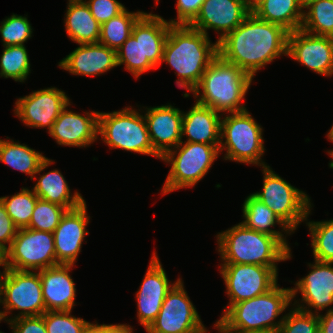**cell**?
Masks as SVG:
<instances>
[{"label":"cell","instance_id":"obj_23","mask_svg":"<svg viewBox=\"0 0 333 333\" xmlns=\"http://www.w3.org/2000/svg\"><path fill=\"white\" fill-rule=\"evenodd\" d=\"M58 66L72 75L99 76L118 66L116 50L99 42L79 44Z\"/></svg>","mask_w":333,"mask_h":333},{"label":"cell","instance_id":"obj_40","mask_svg":"<svg viewBox=\"0 0 333 333\" xmlns=\"http://www.w3.org/2000/svg\"><path fill=\"white\" fill-rule=\"evenodd\" d=\"M89 7L92 16L102 25L122 13L126 7L117 0H83Z\"/></svg>","mask_w":333,"mask_h":333},{"label":"cell","instance_id":"obj_36","mask_svg":"<svg viewBox=\"0 0 333 333\" xmlns=\"http://www.w3.org/2000/svg\"><path fill=\"white\" fill-rule=\"evenodd\" d=\"M67 209L59 204L38 199L26 228L53 233Z\"/></svg>","mask_w":333,"mask_h":333},{"label":"cell","instance_id":"obj_27","mask_svg":"<svg viewBox=\"0 0 333 333\" xmlns=\"http://www.w3.org/2000/svg\"><path fill=\"white\" fill-rule=\"evenodd\" d=\"M65 31L74 43H98L101 25L92 16L83 0H68L64 17Z\"/></svg>","mask_w":333,"mask_h":333},{"label":"cell","instance_id":"obj_34","mask_svg":"<svg viewBox=\"0 0 333 333\" xmlns=\"http://www.w3.org/2000/svg\"><path fill=\"white\" fill-rule=\"evenodd\" d=\"M38 199L32 189L24 187L15 195L0 197L7 214L18 229L26 228L29 225Z\"/></svg>","mask_w":333,"mask_h":333},{"label":"cell","instance_id":"obj_7","mask_svg":"<svg viewBox=\"0 0 333 333\" xmlns=\"http://www.w3.org/2000/svg\"><path fill=\"white\" fill-rule=\"evenodd\" d=\"M222 116L219 151L226 150L224 159L261 168L269 166L262 159L265 153L263 127L248 109Z\"/></svg>","mask_w":333,"mask_h":333},{"label":"cell","instance_id":"obj_28","mask_svg":"<svg viewBox=\"0 0 333 333\" xmlns=\"http://www.w3.org/2000/svg\"><path fill=\"white\" fill-rule=\"evenodd\" d=\"M34 179L38 180L32 190L41 200L59 204L67 210L78 208L85 202L78 191L71 193L65 177L57 169L44 173L39 178L35 175Z\"/></svg>","mask_w":333,"mask_h":333},{"label":"cell","instance_id":"obj_13","mask_svg":"<svg viewBox=\"0 0 333 333\" xmlns=\"http://www.w3.org/2000/svg\"><path fill=\"white\" fill-rule=\"evenodd\" d=\"M219 267L229 298L223 314L233 304L263 295L278 284V267L255 264H220Z\"/></svg>","mask_w":333,"mask_h":333},{"label":"cell","instance_id":"obj_47","mask_svg":"<svg viewBox=\"0 0 333 333\" xmlns=\"http://www.w3.org/2000/svg\"><path fill=\"white\" fill-rule=\"evenodd\" d=\"M214 327L217 329L219 333H235L232 331H229L220 321H216L214 324Z\"/></svg>","mask_w":333,"mask_h":333},{"label":"cell","instance_id":"obj_41","mask_svg":"<svg viewBox=\"0 0 333 333\" xmlns=\"http://www.w3.org/2000/svg\"><path fill=\"white\" fill-rule=\"evenodd\" d=\"M205 0H177L176 19H170L171 25H189L198 15Z\"/></svg>","mask_w":333,"mask_h":333},{"label":"cell","instance_id":"obj_14","mask_svg":"<svg viewBox=\"0 0 333 333\" xmlns=\"http://www.w3.org/2000/svg\"><path fill=\"white\" fill-rule=\"evenodd\" d=\"M183 283L180 279L168 292L147 333H207Z\"/></svg>","mask_w":333,"mask_h":333},{"label":"cell","instance_id":"obj_15","mask_svg":"<svg viewBox=\"0 0 333 333\" xmlns=\"http://www.w3.org/2000/svg\"><path fill=\"white\" fill-rule=\"evenodd\" d=\"M308 266L311 268L310 272L296 281L295 287L291 288L292 302L294 300L292 306L318 315L320 311L332 309L333 263L314 260V263H308ZM298 293L302 296L301 301L295 300Z\"/></svg>","mask_w":333,"mask_h":333},{"label":"cell","instance_id":"obj_5","mask_svg":"<svg viewBox=\"0 0 333 333\" xmlns=\"http://www.w3.org/2000/svg\"><path fill=\"white\" fill-rule=\"evenodd\" d=\"M171 24L162 16L144 13L134 24L131 36L116 50L117 65L134 78L160 66Z\"/></svg>","mask_w":333,"mask_h":333},{"label":"cell","instance_id":"obj_39","mask_svg":"<svg viewBox=\"0 0 333 333\" xmlns=\"http://www.w3.org/2000/svg\"><path fill=\"white\" fill-rule=\"evenodd\" d=\"M284 315L279 333H318L319 320L318 315L305 312L296 307Z\"/></svg>","mask_w":333,"mask_h":333},{"label":"cell","instance_id":"obj_4","mask_svg":"<svg viewBox=\"0 0 333 333\" xmlns=\"http://www.w3.org/2000/svg\"><path fill=\"white\" fill-rule=\"evenodd\" d=\"M252 81L249 74L218 54L191 93L196 103L210 107L221 115L223 112L236 113L247 110L241 101H245Z\"/></svg>","mask_w":333,"mask_h":333},{"label":"cell","instance_id":"obj_48","mask_svg":"<svg viewBox=\"0 0 333 333\" xmlns=\"http://www.w3.org/2000/svg\"><path fill=\"white\" fill-rule=\"evenodd\" d=\"M263 0H245L247 8L252 11L257 5H259Z\"/></svg>","mask_w":333,"mask_h":333},{"label":"cell","instance_id":"obj_35","mask_svg":"<svg viewBox=\"0 0 333 333\" xmlns=\"http://www.w3.org/2000/svg\"><path fill=\"white\" fill-rule=\"evenodd\" d=\"M309 209L306 226L311 236V246L314 260L333 263V219L325 221H308L311 214Z\"/></svg>","mask_w":333,"mask_h":333},{"label":"cell","instance_id":"obj_33","mask_svg":"<svg viewBox=\"0 0 333 333\" xmlns=\"http://www.w3.org/2000/svg\"><path fill=\"white\" fill-rule=\"evenodd\" d=\"M30 67L25 45L4 46L0 59V77L23 83L31 73Z\"/></svg>","mask_w":333,"mask_h":333},{"label":"cell","instance_id":"obj_22","mask_svg":"<svg viewBox=\"0 0 333 333\" xmlns=\"http://www.w3.org/2000/svg\"><path fill=\"white\" fill-rule=\"evenodd\" d=\"M144 108L151 144L153 149L163 157L183 140V111L170 104Z\"/></svg>","mask_w":333,"mask_h":333},{"label":"cell","instance_id":"obj_6","mask_svg":"<svg viewBox=\"0 0 333 333\" xmlns=\"http://www.w3.org/2000/svg\"><path fill=\"white\" fill-rule=\"evenodd\" d=\"M292 306L291 288L277 284L267 293L233 304L218 319L229 331L235 333H269L279 330L284 315Z\"/></svg>","mask_w":333,"mask_h":333},{"label":"cell","instance_id":"obj_8","mask_svg":"<svg viewBox=\"0 0 333 333\" xmlns=\"http://www.w3.org/2000/svg\"><path fill=\"white\" fill-rule=\"evenodd\" d=\"M128 106L113 112H99L98 135L110 149L151 155L161 160L153 149L144 115Z\"/></svg>","mask_w":333,"mask_h":333},{"label":"cell","instance_id":"obj_43","mask_svg":"<svg viewBox=\"0 0 333 333\" xmlns=\"http://www.w3.org/2000/svg\"><path fill=\"white\" fill-rule=\"evenodd\" d=\"M18 228L7 214L5 206L0 201V251L5 253L11 246Z\"/></svg>","mask_w":333,"mask_h":333},{"label":"cell","instance_id":"obj_11","mask_svg":"<svg viewBox=\"0 0 333 333\" xmlns=\"http://www.w3.org/2000/svg\"><path fill=\"white\" fill-rule=\"evenodd\" d=\"M0 304L3 305V311L0 310V314L4 322L19 317L43 315L46 308L39 271L5 268L1 284ZM13 310H18L19 313L10 316V318L8 314Z\"/></svg>","mask_w":333,"mask_h":333},{"label":"cell","instance_id":"obj_19","mask_svg":"<svg viewBox=\"0 0 333 333\" xmlns=\"http://www.w3.org/2000/svg\"><path fill=\"white\" fill-rule=\"evenodd\" d=\"M251 13L243 0H205L190 27L208 35L213 29L219 34L217 43L238 27Z\"/></svg>","mask_w":333,"mask_h":333},{"label":"cell","instance_id":"obj_26","mask_svg":"<svg viewBox=\"0 0 333 333\" xmlns=\"http://www.w3.org/2000/svg\"><path fill=\"white\" fill-rule=\"evenodd\" d=\"M0 161L30 176L31 181L55 161L47 158L41 152L20 144L13 139L0 138Z\"/></svg>","mask_w":333,"mask_h":333},{"label":"cell","instance_id":"obj_51","mask_svg":"<svg viewBox=\"0 0 333 333\" xmlns=\"http://www.w3.org/2000/svg\"><path fill=\"white\" fill-rule=\"evenodd\" d=\"M0 266H4V253L0 251Z\"/></svg>","mask_w":333,"mask_h":333},{"label":"cell","instance_id":"obj_52","mask_svg":"<svg viewBox=\"0 0 333 333\" xmlns=\"http://www.w3.org/2000/svg\"><path fill=\"white\" fill-rule=\"evenodd\" d=\"M331 159H333V156H332ZM329 167H330L331 169H333V160L330 161V163H329Z\"/></svg>","mask_w":333,"mask_h":333},{"label":"cell","instance_id":"obj_24","mask_svg":"<svg viewBox=\"0 0 333 333\" xmlns=\"http://www.w3.org/2000/svg\"><path fill=\"white\" fill-rule=\"evenodd\" d=\"M73 264H58L39 271L46 311H72L76 285L69 272Z\"/></svg>","mask_w":333,"mask_h":333},{"label":"cell","instance_id":"obj_46","mask_svg":"<svg viewBox=\"0 0 333 333\" xmlns=\"http://www.w3.org/2000/svg\"><path fill=\"white\" fill-rule=\"evenodd\" d=\"M95 323H89L82 333H101V324H98L96 321Z\"/></svg>","mask_w":333,"mask_h":333},{"label":"cell","instance_id":"obj_44","mask_svg":"<svg viewBox=\"0 0 333 333\" xmlns=\"http://www.w3.org/2000/svg\"><path fill=\"white\" fill-rule=\"evenodd\" d=\"M318 320L320 333H333V307L326 311L324 315L319 313Z\"/></svg>","mask_w":333,"mask_h":333},{"label":"cell","instance_id":"obj_9","mask_svg":"<svg viewBox=\"0 0 333 333\" xmlns=\"http://www.w3.org/2000/svg\"><path fill=\"white\" fill-rule=\"evenodd\" d=\"M219 154V146L190 142H181L169 150L161 158L171 166L161 194L194 187L207 175Z\"/></svg>","mask_w":333,"mask_h":333},{"label":"cell","instance_id":"obj_3","mask_svg":"<svg viewBox=\"0 0 333 333\" xmlns=\"http://www.w3.org/2000/svg\"><path fill=\"white\" fill-rule=\"evenodd\" d=\"M286 237L251 230L240 222L216 235L221 264L277 267L278 262L292 258Z\"/></svg>","mask_w":333,"mask_h":333},{"label":"cell","instance_id":"obj_45","mask_svg":"<svg viewBox=\"0 0 333 333\" xmlns=\"http://www.w3.org/2000/svg\"><path fill=\"white\" fill-rule=\"evenodd\" d=\"M133 327L127 324H101V333H134Z\"/></svg>","mask_w":333,"mask_h":333},{"label":"cell","instance_id":"obj_42","mask_svg":"<svg viewBox=\"0 0 333 333\" xmlns=\"http://www.w3.org/2000/svg\"><path fill=\"white\" fill-rule=\"evenodd\" d=\"M12 333H47L43 315L19 317L7 322Z\"/></svg>","mask_w":333,"mask_h":333},{"label":"cell","instance_id":"obj_37","mask_svg":"<svg viewBox=\"0 0 333 333\" xmlns=\"http://www.w3.org/2000/svg\"><path fill=\"white\" fill-rule=\"evenodd\" d=\"M33 28L26 16L12 14L0 22L3 46L25 45L32 37Z\"/></svg>","mask_w":333,"mask_h":333},{"label":"cell","instance_id":"obj_16","mask_svg":"<svg viewBox=\"0 0 333 333\" xmlns=\"http://www.w3.org/2000/svg\"><path fill=\"white\" fill-rule=\"evenodd\" d=\"M70 98L56 87L35 90L15 102L14 114L28 127L47 128L49 132Z\"/></svg>","mask_w":333,"mask_h":333},{"label":"cell","instance_id":"obj_12","mask_svg":"<svg viewBox=\"0 0 333 333\" xmlns=\"http://www.w3.org/2000/svg\"><path fill=\"white\" fill-rule=\"evenodd\" d=\"M58 265L51 232L21 228L4 253V266L13 270L40 271Z\"/></svg>","mask_w":333,"mask_h":333},{"label":"cell","instance_id":"obj_21","mask_svg":"<svg viewBox=\"0 0 333 333\" xmlns=\"http://www.w3.org/2000/svg\"><path fill=\"white\" fill-rule=\"evenodd\" d=\"M90 216L86 201L78 208L67 210L53 232L56 261L58 264H73L78 260L86 235Z\"/></svg>","mask_w":333,"mask_h":333},{"label":"cell","instance_id":"obj_25","mask_svg":"<svg viewBox=\"0 0 333 333\" xmlns=\"http://www.w3.org/2000/svg\"><path fill=\"white\" fill-rule=\"evenodd\" d=\"M222 115L212 108L196 103L187 112H183L182 137L190 143H202L220 146Z\"/></svg>","mask_w":333,"mask_h":333},{"label":"cell","instance_id":"obj_38","mask_svg":"<svg viewBox=\"0 0 333 333\" xmlns=\"http://www.w3.org/2000/svg\"><path fill=\"white\" fill-rule=\"evenodd\" d=\"M72 311H46L43 314L47 333H82L90 323L73 316Z\"/></svg>","mask_w":333,"mask_h":333},{"label":"cell","instance_id":"obj_31","mask_svg":"<svg viewBox=\"0 0 333 333\" xmlns=\"http://www.w3.org/2000/svg\"><path fill=\"white\" fill-rule=\"evenodd\" d=\"M301 30L333 37V0H304Z\"/></svg>","mask_w":333,"mask_h":333},{"label":"cell","instance_id":"obj_49","mask_svg":"<svg viewBox=\"0 0 333 333\" xmlns=\"http://www.w3.org/2000/svg\"><path fill=\"white\" fill-rule=\"evenodd\" d=\"M326 136H327V139L333 143V125L329 129V131L326 134ZM327 152H328V154H329L330 157L333 156V149L332 150H328Z\"/></svg>","mask_w":333,"mask_h":333},{"label":"cell","instance_id":"obj_17","mask_svg":"<svg viewBox=\"0 0 333 333\" xmlns=\"http://www.w3.org/2000/svg\"><path fill=\"white\" fill-rule=\"evenodd\" d=\"M148 266L141 286L135 296V299H137L138 322L145 330L157 318L168 292L181 279L179 277L174 283L168 279L166 271L162 267V263L155 251Z\"/></svg>","mask_w":333,"mask_h":333},{"label":"cell","instance_id":"obj_30","mask_svg":"<svg viewBox=\"0 0 333 333\" xmlns=\"http://www.w3.org/2000/svg\"><path fill=\"white\" fill-rule=\"evenodd\" d=\"M243 218L241 222L251 230L266 233L271 236L291 235L293 232L269 209L264 203L257 199L253 194L245 198L242 206ZM279 225L280 230L272 229ZM284 232V234H283Z\"/></svg>","mask_w":333,"mask_h":333},{"label":"cell","instance_id":"obj_50","mask_svg":"<svg viewBox=\"0 0 333 333\" xmlns=\"http://www.w3.org/2000/svg\"><path fill=\"white\" fill-rule=\"evenodd\" d=\"M2 268H3V272L0 271V302H1V284H2L3 275L5 273V266H3Z\"/></svg>","mask_w":333,"mask_h":333},{"label":"cell","instance_id":"obj_2","mask_svg":"<svg viewBox=\"0 0 333 333\" xmlns=\"http://www.w3.org/2000/svg\"><path fill=\"white\" fill-rule=\"evenodd\" d=\"M218 55V43L189 25H171L166 38L162 62L167 63L179 77L175 83L186 89L185 98L200 82L207 67Z\"/></svg>","mask_w":333,"mask_h":333},{"label":"cell","instance_id":"obj_18","mask_svg":"<svg viewBox=\"0 0 333 333\" xmlns=\"http://www.w3.org/2000/svg\"><path fill=\"white\" fill-rule=\"evenodd\" d=\"M287 56L316 74L333 76V37L293 31L288 35Z\"/></svg>","mask_w":333,"mask_h":333},{"label":"cell","instance_id":"obj_1","mask_svg":"<svg viewBox=\"0 0 333 333\" xmlns=\"http://www.w3.org/2000/svg\"><path fill=\"white\" fill-rule=\"evenodd\" d=\"M289 32L252 12L218 42V54L252 78L274 59L287 56Z\"/></svg>","mask_w":333,"mask_h":333},{"label":"cell","instance_id":"obj_10","mask_svg":"<svg viewBox=\"0 0 333 333\" xmlns=\"http://www.w3.org/2000/svg\"><path fill=\"white\" fill-rule=\"evenodd\" d=\"M263 190L252 193L294 233L306 221L311 200L304 191L281 178L270 166L262 167Z\"/></svg>","mask_w":333,"mask_h":333},{"label":"cell","instance_id":"obj_32","mask_svg":"<svg viewBox=\"0 0 333 333\" xmlns=\"http://www.w3.org/2000/svg\"><path fill=\"white\" fill-rule=\"evenodd\" d=\"M144 11L129 12L125 9L100 27L99 43L117 50L131 36L134 24L144 14Z\"/></svg>","mask_w":333,"mask_h":333},{"label":"cell","instance_id":"obj_20","mask_svg":"<svg viewBox=\"0 0 333 333\" xmlns=\"http://www.w3.org/2000/svg\"><path fill=\"white\" fill-rule=\"evenodd\" d=\"M70 105L61 111L48 134L58 145L89 147L99 140V111H86L83 116L68 110Z\"/></svg>","mask_w":333,"mask_h":333},{"label":"cell","instance_id":"obj_29","mask_svg":"<svg viewBox=\"0 0 333 333\" xmlns=\"http://www.w3.org/2000/svg\"><path fill=\"white\" fill-rule=\"evenodd\" d=\"M304 0H263L251 12L259 19L277 24L289 33L299 30Z\"/></svg>","mask_w":333,"mask_h":333}]
</instances>
